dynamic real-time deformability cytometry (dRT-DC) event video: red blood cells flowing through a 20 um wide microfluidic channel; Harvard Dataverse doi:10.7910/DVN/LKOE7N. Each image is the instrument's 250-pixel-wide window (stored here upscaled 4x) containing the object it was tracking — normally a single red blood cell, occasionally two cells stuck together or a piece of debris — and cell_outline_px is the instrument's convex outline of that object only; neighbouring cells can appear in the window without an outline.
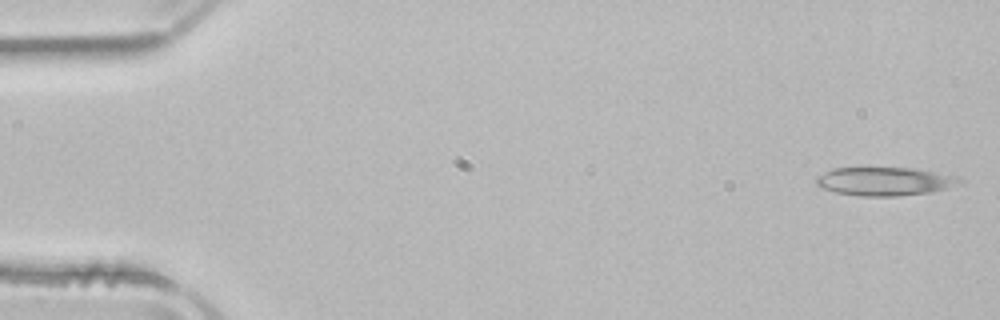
{"species": "common noctule bat (a hibernating species)", "species_latin": "Nyctalus noctula", "temperature_condition": "room temperature", "stored_images_in_passage": 50, "camera_frame_rate_fps": 3000, "um_per_image_px": 0.085, "animal": {"sex": "male", "body_mass_g": 21.5, "forearm_length_mm": 52.0}, "frame": {"image": 1, "passage_image": 1, "time_ms": 0.0, "image_size_px": [1000, 320], "cell_outline_px": [[964, 184], [948, 188], [928, 192], [896, 196], [860, 196], [836, 192], [820, 188], [816, 184], [816, 176], [832, 168], [908, 168], [956, 176], [964, 180]], "centroid_in_image_um": [75.18, 15.42], "position_along_channel_um": 9.8, "area_um2": 23.7}}
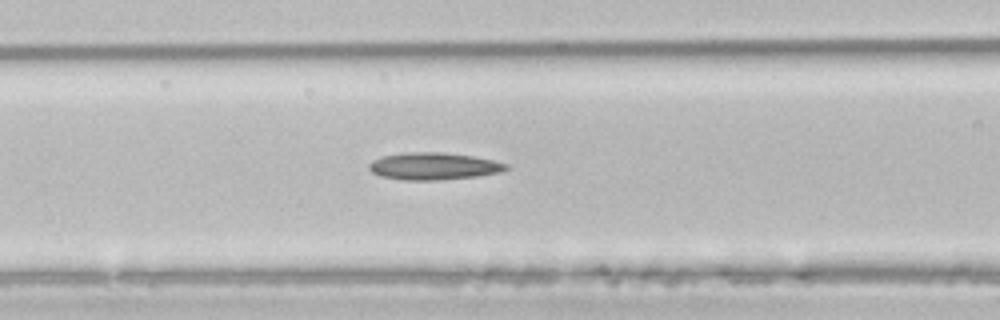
{"frame": {"image": 2, "passage_image": 20, "time_ms": 6.333, "image_size_px": [1000, 320], "cell_outline_px": [[512, 168], [500, 172], [476, 176], [436, 180], [404, 180], [380, 176], [372, 172], [368, 168], [368, 164], [372, 160], [384, 156], [404, 152], [440, 152], [472, 156], [492, 160], [508, 164]], "centroid_in_image_um": [36.85, 14.12], "position_along_channel_um": 129.7, "area_um2": 21.68}}
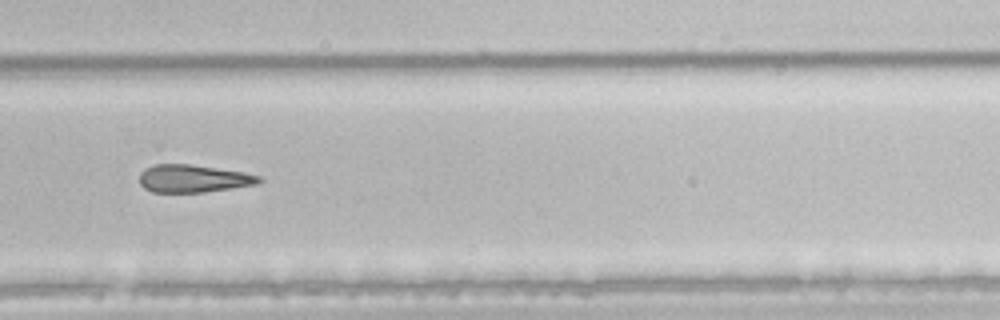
{"frame": {"image": 3, "passage_image": 34, "time_ms": 11.0, "image_size_px": [1000, 320], "cell_outline_px": [[264, 180], [260, 184], [204, 192], [152, 192], [144, 188], [140, 184], [140, 172], [144, 168], [156, 164], [188, 164], [244, 172], [260, 176]], "centroid_in_image_um": [16.45, 15.18], "position_along_channel_um": 313.4, "area_um2": 19.36}, "authors_computed_cell_mechanics": {"area_um2": 21.5016, "velocity_mm_per_s": 3.9515, "shape_relaxation_time_tau1_ms": 8.0284, "shape_relaxation_time_tau2_ms": null, "deformation_change_tau1": 0.147, "deformation_change_tau2": null}}